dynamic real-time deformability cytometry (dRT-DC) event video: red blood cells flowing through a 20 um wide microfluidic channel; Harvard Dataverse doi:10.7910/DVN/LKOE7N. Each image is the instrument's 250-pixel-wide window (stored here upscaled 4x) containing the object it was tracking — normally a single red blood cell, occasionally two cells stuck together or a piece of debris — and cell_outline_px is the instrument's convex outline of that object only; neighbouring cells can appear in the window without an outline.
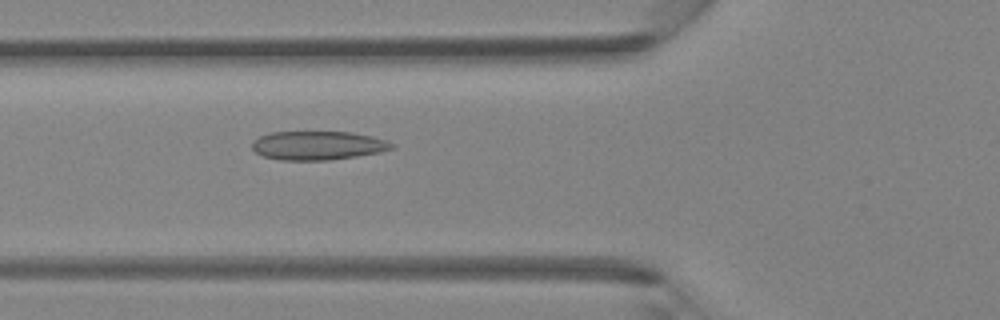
{"species": "Egyptian fruit bat (a non-hibernating species)", "species_latin": "Rousettus aegyptiacus", "temperature_condition": "room temperature", "stored_images_in_passage": 30, "camera_frame_rate_fps": 3000, "um_per_image_px": 0.085, "animal": {"sex": "female"}, "frame": {"image": 1, "passage_image": 4, "time_ms": 1.0, "image_size_px": [1000, 320], "cell_outline_px": [[396, 148], [380, 152], [332, 160], [280, 160], [264, 156], [256, 152], [252, 148], [252, 140], [268, 132], [348, 132], [372, 136], [388, 140], [396, 144]], "centroid_in_image_um": [27.05, 12.36], "position_along_channel_um": 98.8, "area_um2": 23.64}}
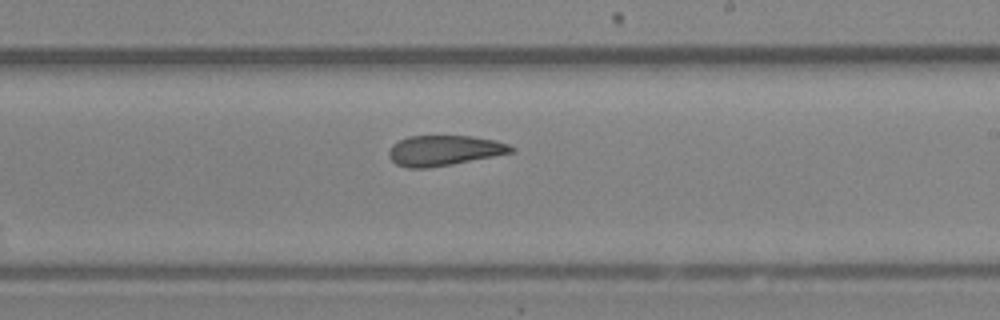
{"frame": {"image": 2, "passage_image": 14, "time_ms": 4.333, "image_size_px": [1000, 320], "cell_outline_px": [[516, 152], [452, 164], [428, 168], [408, 168], [396, 164], [388, 156], [388, 152], [392, 144], [408, 136], [472, 136], [496, 140], [508, 144], [516, 148]], "centroid_in_image_um": [37.78, 12.79], "position_along_channel_um": 251.2, "area_um2": 21.73}}
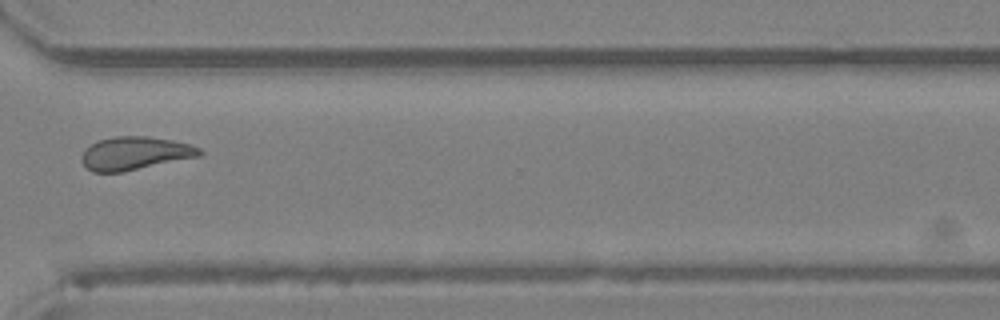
{"frame": {"image": 3, "passage_image": 21, "time_ms": 6.667, "image_size_px": [1000, 320], "cell_outline_px": [[204, 152], [200, 156], [120, 172], [92, 172], [80, 160], [80, 156], [84, 148], [100, 140], [116, 136], [144, 136], [172, 140], [188, 144], [200, 148]], "centroid_in_image_um": [11.44, 13.03], "position_along_channel_um": 359.2, "area_um2": 22.6}}